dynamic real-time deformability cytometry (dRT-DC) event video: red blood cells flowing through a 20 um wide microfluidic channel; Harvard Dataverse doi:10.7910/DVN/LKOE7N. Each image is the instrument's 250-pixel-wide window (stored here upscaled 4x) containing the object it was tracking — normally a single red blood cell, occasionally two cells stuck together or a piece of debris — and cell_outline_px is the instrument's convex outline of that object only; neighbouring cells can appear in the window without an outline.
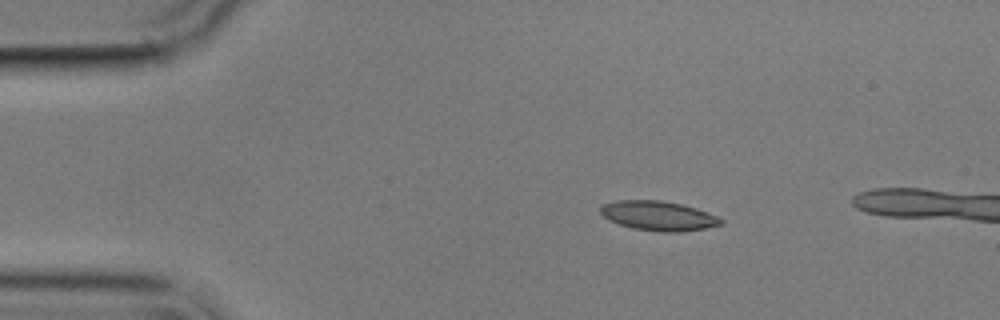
{"species": "common noctule bat (a hibernating species)", "species_latin": "Nyctalus noctula", "temperature_condition": "cold", "stored_images_in_passage": 5, "segment_of_instrument_passage": [1, 2], "camera_frame_rate_fps": 3000, "um_per_image_px": 0.085, "animal": {"sex": "male", "body_mass_g": 17.9}, "frame": {"image": 1, "passage_image": 1, "time_ms": 0.0, "image_size_px": [1000, 320], "cell_outline_px": [[724, 224], [704, 228], [680, 232], [660, 232], [632, 228], [608, 220], [600, 212], [600, 208], [604, 204], [616, 200], [660, 200], [680, 204], [696, 208], [716, 216], [724, 220]], "centroid_in_image_um": [55.96, 18.35], "position_along_channel_um": 29.0, "area_um2": 20.63}}
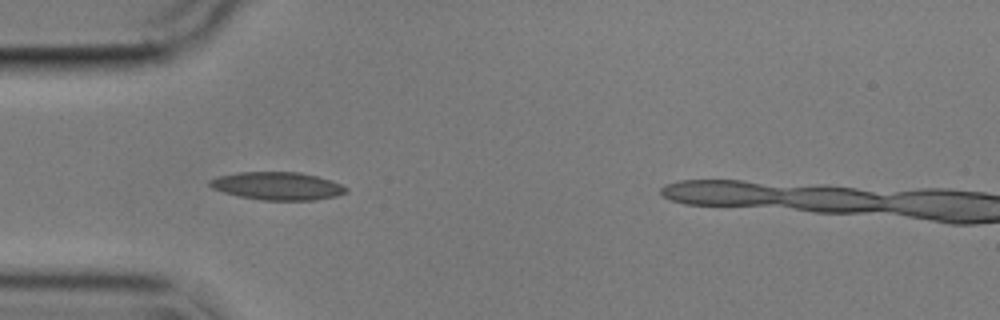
{"frame": {"image": 2, "passage_image": 3, "time_ms": 2.333, "image_size_px": [1000, 320], "cell_outline_px": [[348, 192], [336, 196], [316, 200], [260, 200], [240, 196], [224, 192], [212, 188], [208, 184], [208, 180], [220, 176], [240, 172], [300, 172], [332, 180], [348, 188]], "centroid_in_image_um": [23.61, 15.81], "position_along_channel_um": 61.4, "area_um2": 22.14}}
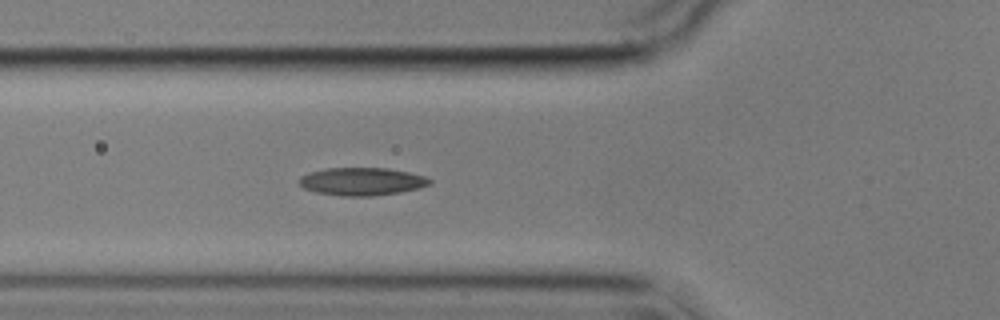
{"frame": {"image": 3, "passage_image": 4, "time_ms": 3.333, "image_size_px": [1000, 320], "cell_outline_px": [[432, 184], [420, 188], [400, 192], [372, 196], [340, 196], [316, 192], [304, 188], [296, 180], [300, 176], [324, 168], [388, 168], [408, 172], [424, 176], [432, 180]], "centroid_in_image_um": [30.76, 15.43], "position_along_channel_um": 95.0, "area_um2": 21.27}}